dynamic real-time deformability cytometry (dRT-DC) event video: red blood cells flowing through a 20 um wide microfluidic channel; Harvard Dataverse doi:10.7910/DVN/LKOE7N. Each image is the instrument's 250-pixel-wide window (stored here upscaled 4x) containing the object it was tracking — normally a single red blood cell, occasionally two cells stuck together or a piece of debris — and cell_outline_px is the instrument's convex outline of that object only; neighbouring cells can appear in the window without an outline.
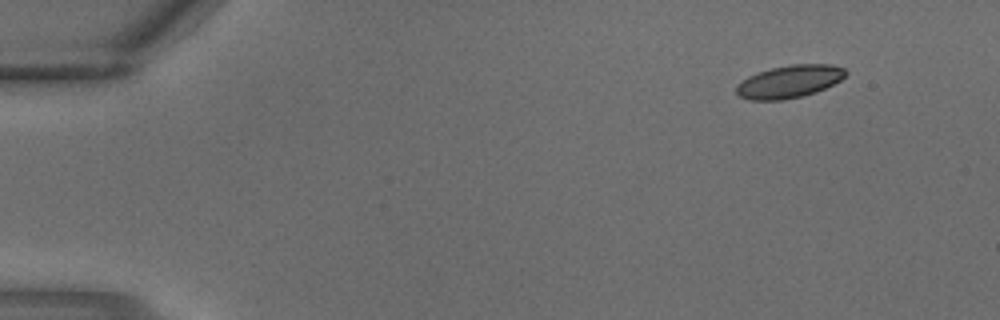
{"species": "common noctule bat (a hibernating species)", "species_latin": "Nyctalus noctula", "temperature_condition": "warm", "stored_images_in_passage": 2, "camera_frame_rate_fps": 3000, "um_per_image_px": 0.085, "animal": {"sex": "male", "body_mass_g": 18.8}, "frame": {"image": 1, "passage_image": 1, "time_ms": 0.0, "image_size_px": [1000, 320], "cell_outline_px": [[848, 72], [840, 80], [816, 92], [800, 96], [780, 100], [748, 100], [740, 96], [736, 92], [736, 84], [748, 76], [756, 72], [772, 68], [792, 64], [832, 64], [844, 68]], "centroid_in_image_um": [67.07, 6.92], "position_along_channel_um": 17.9, "area_um2": 20.75}}
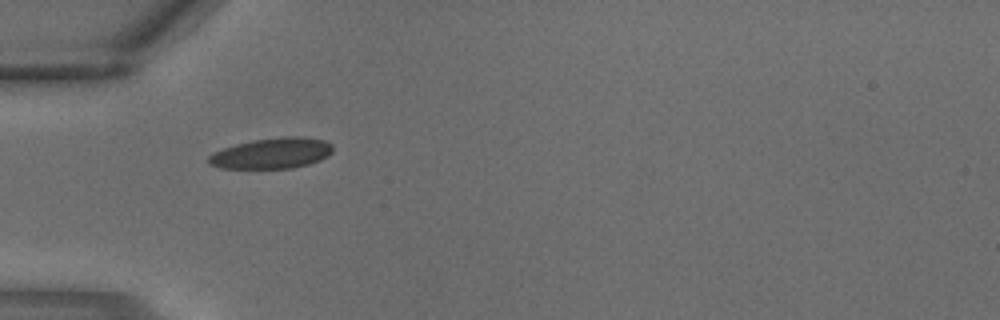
{"frame": {"image": 2, "passage_image": 2, "time_ms": 0.333, "image_size_px": [1000, 320], "cell_outline_px": [[332, 152], [328, 156], [320, 160], [308, 164], [292, 168], [220, 168], [208, 164], [208, 156], [212, 152], [236, 144], [252, 140], [280, 136], [304, 136], [324, 140], [332, 144]], "centroid_in_image_um": [23.11, 13.01], "position_along_channel_um": 61.9, "area_um2": 22.43}}